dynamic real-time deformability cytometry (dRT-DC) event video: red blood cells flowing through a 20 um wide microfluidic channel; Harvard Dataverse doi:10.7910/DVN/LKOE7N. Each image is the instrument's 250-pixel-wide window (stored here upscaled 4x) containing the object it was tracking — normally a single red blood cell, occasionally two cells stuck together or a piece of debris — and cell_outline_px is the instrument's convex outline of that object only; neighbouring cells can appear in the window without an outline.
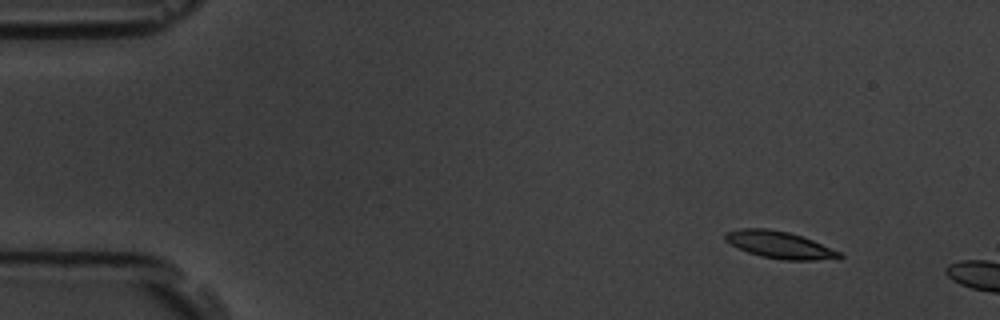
{"species": "common noctule bat (a hibernating species)", "species_latin": "Nyctalus noctula", "temperature_condition": "room temperature", "stored_images_in_passage": 2, "camera_frame_rate_fps": 3000, "um_per_image_px": 0.085, "animal": {"sex": "male", "body_mass_g": 19.5, "forearm_length_mm": 54.6}, "frame": {"image": 1, "passage_image": 1, "time_ms": 0.0, "image_size_px": [1000, 320], "cell_outline_px": [[844, 256], [840, 260], [784, 260], [760, 256], [748, 252], [724, 240], [724, 232], [740, 228], [768, 228], [788, 232], [812, 240], [840, 252]], "centroid_in_image_um": [66.29, 20.82], "position_along_channel_um": 18.7, "area_um2": 18.09}}